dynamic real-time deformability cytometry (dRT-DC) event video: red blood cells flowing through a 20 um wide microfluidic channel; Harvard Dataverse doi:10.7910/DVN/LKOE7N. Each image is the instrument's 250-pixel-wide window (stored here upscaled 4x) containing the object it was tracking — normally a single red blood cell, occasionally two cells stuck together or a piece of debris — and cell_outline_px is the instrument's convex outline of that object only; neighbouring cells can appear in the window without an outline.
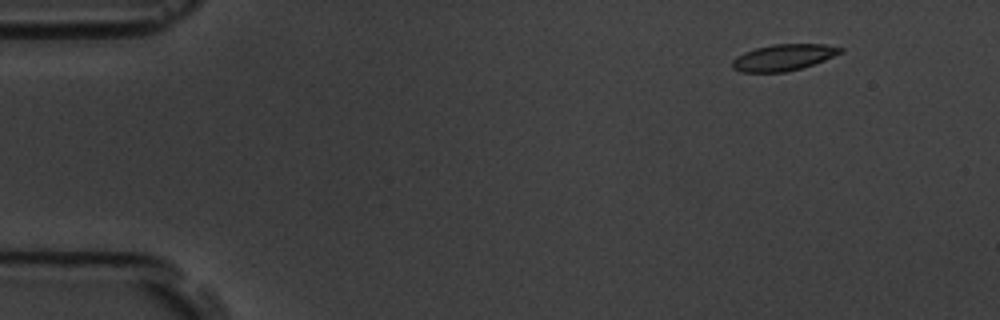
{"species": "common noctule bat (a hibernating species)", "species_latin": "Nyctalus noctula", "temperature_condition": "room temperature", "stored_images_in_passage": 4, "camera_frame_rate_fps": 3000, "um_per_image_px": 0.085, "animal": {"sex": "male", "body_mass_g": 19.5, "forearm_length_mm": 54.6}, "frame": {"image": 1, "passage_image": 1, "time_ms": 0.0, "image_size_px": [1000, 320], "cell_outline_px": [[844, 52], [824, 60], [800, 68], [784, 72], [740, 72], [732, 68], [732, 60], [736, 56], [744, 52], [756, 48], [772, 44], [824, 44], [844, 48]], "centroid_in_image_um": [66.58, 4.87], "position_along_channel_um": 18.4, "area_um2": 16.59}}
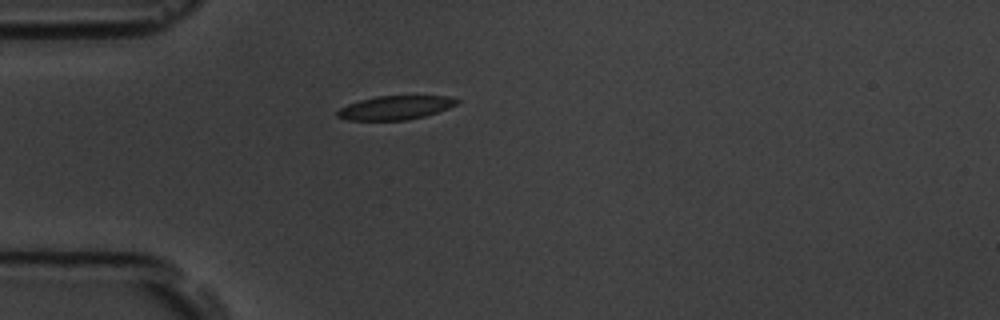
{"frame": {"image": 2, "passage_image": 4, "time_ms": 3.333, "image_size_px": [1000, 320], "cell_outline_px": [[460, 100], [456, 104], [448, 108], [424, 116], [408, 120], [348, 120], [336, 116], [336, 112], [340, 108], [348, 104], [360, 100], [376, 96], [448, 96]], "centroid_in_image_um": [33.58, 9.15], "position_along_channel_um": 51.4, "area_um2": 16.47}}